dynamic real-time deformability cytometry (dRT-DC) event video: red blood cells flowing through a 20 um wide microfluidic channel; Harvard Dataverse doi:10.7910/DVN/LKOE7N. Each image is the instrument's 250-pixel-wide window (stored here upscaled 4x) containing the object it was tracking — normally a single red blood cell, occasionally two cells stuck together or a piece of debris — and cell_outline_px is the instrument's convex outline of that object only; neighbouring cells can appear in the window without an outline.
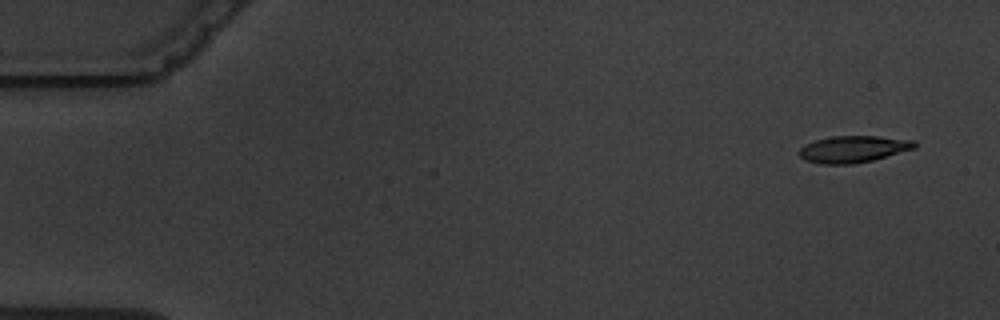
{"species": "common noctule bat (a hibernating species)", "species_latin": "Nyctalus noctula", "temperature_condition": "warm", "stored_images_in_passage": 4, "camera_frame_rate_fps": 3000, "um_per_image_px": 0.085, "animal": {"sex": "male", "body_mass_g": 19.5, "forearm_length_mm": 54.6}, "frame": {"image": 1, "passage_image": 1, "time_ms": 0.0, "image_size_px": [1000, 320], "cell_outline_px": [[916, 148], [872, 160], [852, 164], [820, 164], [804, 160], [800, 156], [800, 148], [804, 144], [816, 140], [832, 136], [876, 136], [916, 140]], "centroid_in_image_um": [72.53, 12.67], "position_along_channel_um": 12.5, "area_um2": 17.98}}